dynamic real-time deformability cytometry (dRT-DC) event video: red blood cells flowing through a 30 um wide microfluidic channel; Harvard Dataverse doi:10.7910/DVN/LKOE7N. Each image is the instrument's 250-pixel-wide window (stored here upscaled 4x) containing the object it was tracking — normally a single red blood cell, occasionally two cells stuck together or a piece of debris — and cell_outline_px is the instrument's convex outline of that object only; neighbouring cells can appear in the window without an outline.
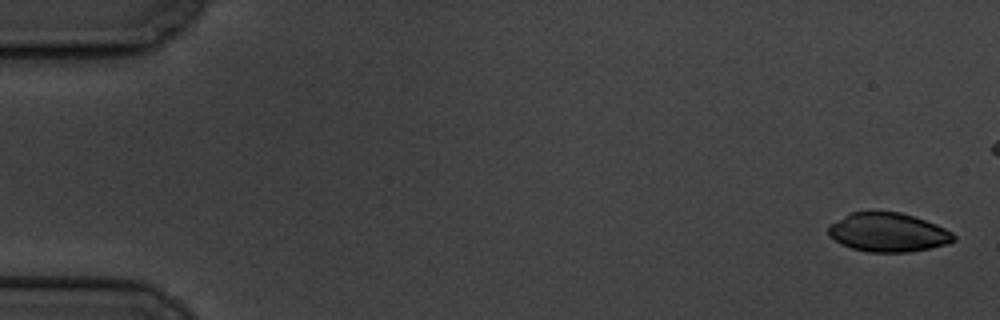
{"species": "common noctule bat (a hibernating species)", "species_latin": "Nyctalus noctula", "temperature_condition": "cold", "stored_images_in_passage": 7, "camera_frame_rate_fps": 3000, "um_per_image_px": 0.085, "animal": {"sex": "male", "body_mass_g": 19.5, "forearm_length_mm": 54.6}, "frame": {"image": 1, "passage_image": 1, "time_ms": 0.0, "image_size_px": [1000, 320], "cell_outline_px": [[956, 240], [948, 244], [908, 252], [868, 252], [852, 248], [840, 244], [828, 232], [828, 224], [848, 212], [900, 212], [936, 224], [952, 232], [956, 236]], "centroid_in_image_um": [75.47, 19.75], "position_along_channel_um": 9.5, "area_um2": 28.38}}
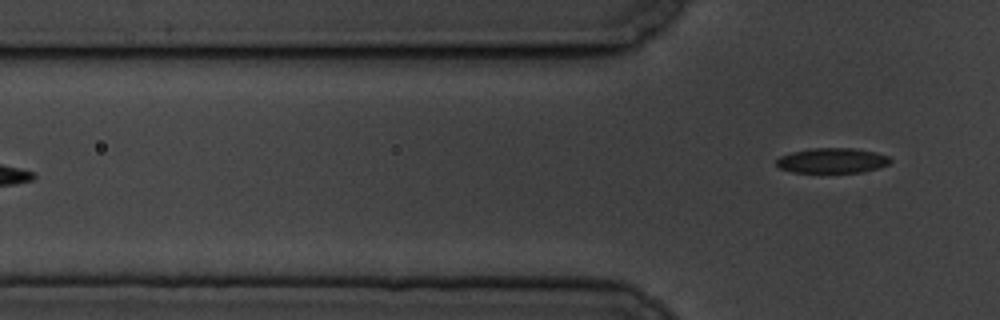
{"frame": {"image": 2, "passage_image": 7, "time_ms": 7.667, "image_size_px": [1000, 320], "cell_outline_px": [[892, 160], [888, 164], [876, 168], [860, 172], [792, 172], [780, 168], [776, 164], [776, 160], [780, 156], [792, 152], [812, 148], [852, 148], [876, 152], [888, 156]], "centroid_in_image_um": [70.72, 13.64], "position_along_channel_um": 55.1, "area_um2": 16.47}}